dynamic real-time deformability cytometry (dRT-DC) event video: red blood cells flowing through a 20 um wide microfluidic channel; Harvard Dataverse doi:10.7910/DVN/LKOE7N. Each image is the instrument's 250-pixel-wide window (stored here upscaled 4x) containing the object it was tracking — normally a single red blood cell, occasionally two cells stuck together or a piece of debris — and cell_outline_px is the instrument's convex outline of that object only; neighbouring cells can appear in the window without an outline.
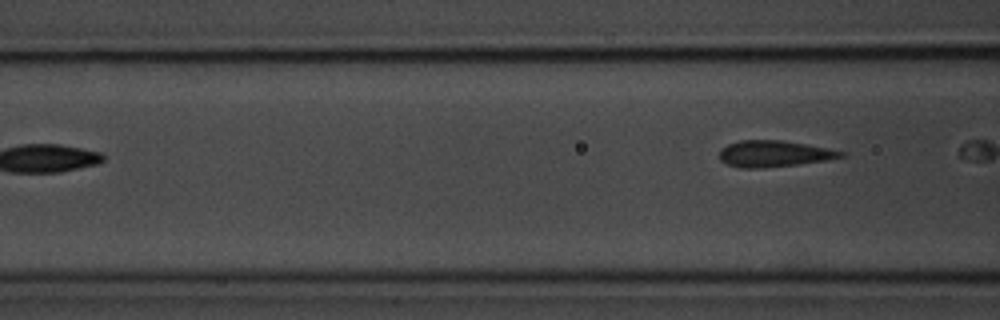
{"species": "common noctule bat (a hibernating species)", "species_latin": "Nyctalus noctula", "temperature_condition": "room temperature", "stored_images_in_passage": 3, "camera_frame_rate_fps": 3000, "um_per_image_px": 0.085, "animal": {"sex": "male", "body_mass_g": 20.1, "forearm_length_mm": 53.5}, "frame": {"image": 1, "passage_image": 3, "time_ms": 0.667, "image_size_px": [1000, 320], "cell_outline_px": [[848, 156], [824, 160], [796, 164], [764, 168], [740, 168], [728, 164], [720, 160], [720, 148], [728, 144], [740, 140], [780, 140], [804, 144], [844, 152]], "centroid_in_image_um": [65.74, 13.07], "position_along_channel_um": 100.9, "area_um2": 18.38}}